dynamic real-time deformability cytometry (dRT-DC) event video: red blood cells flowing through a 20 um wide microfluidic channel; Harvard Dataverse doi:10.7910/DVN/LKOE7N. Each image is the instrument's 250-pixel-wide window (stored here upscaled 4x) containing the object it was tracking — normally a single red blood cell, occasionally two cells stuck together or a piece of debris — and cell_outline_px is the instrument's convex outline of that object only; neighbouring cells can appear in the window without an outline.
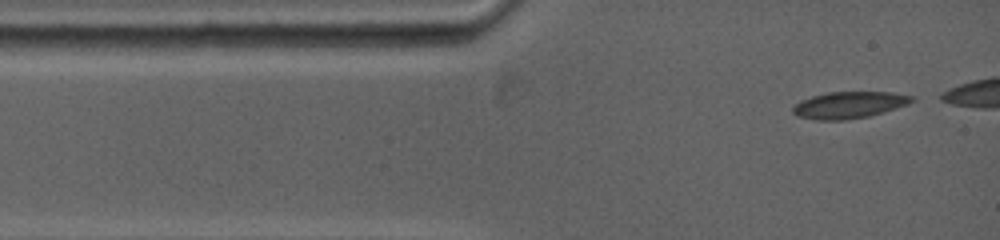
{"species": "common noctule bat (a hibernating species)", "species_latin": "Nyctalus noctula", "temperature_condition": "warm", "stored_images_in_passage": 14, "camera_frame_rate_fps": 5000, "um_per_image_px": 0.085, "animal": {"sex": "female", "body_mass_g": 19.0, "forearm_length_mm": 53.3}, "frame": {"image": 1, "passage_image": 1, "time_ms": 0.0, "image_size_px": [1000, 240], "cell_outline_px": [[916, 100], [908, 104], [896, 108], [868, 116], [844, 120], [816, 120], [796, 116], [792, 112], [792, 108], [800, 100], [812, 96], [828, 92], [892, 92], [912, 96]], "centroid_in_image_um": [72.15, 8.92], "position_along_channel_um": 12.9, "area_um2": 18.5}}